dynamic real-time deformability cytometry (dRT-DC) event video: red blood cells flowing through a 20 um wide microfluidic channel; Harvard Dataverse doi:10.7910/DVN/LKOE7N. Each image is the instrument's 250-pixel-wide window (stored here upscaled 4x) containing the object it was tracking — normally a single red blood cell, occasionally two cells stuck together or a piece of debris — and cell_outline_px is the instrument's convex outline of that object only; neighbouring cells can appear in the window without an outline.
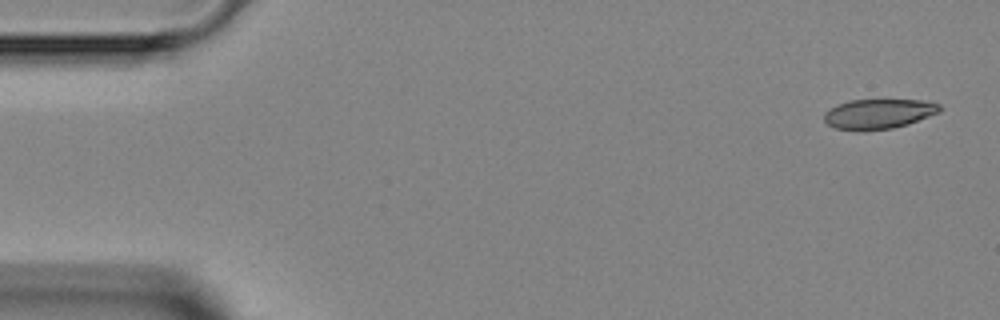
{"species": "Egyptian fruit bat (a non-hibernating species)", "species_latin": "Rousettus aegyptiacus", "temperature_condition": "room temperature", "stored_images_in_passage": 4, "camera_frame_rate_fps": 3000, "um_per_image_px": 0.085, "animal": {"sex": "female"}, "frame": {"image": 1, "passage_image": 1, "time_ms": 0.0, "image_size_px": [1000, 320], "cell_outline_px": [[940, 112], [908, 124], [892, 128], [860, 132], [836, 128], [828, 124], [824, 120], [824, 112], [828, 108], [836, 104], [848, 100], [920, 100], [940, 104]], "centroid_in_image_um": [74.62, 9.69], "position_along_channel_um": 10.4, "area_um2": 20.35}}